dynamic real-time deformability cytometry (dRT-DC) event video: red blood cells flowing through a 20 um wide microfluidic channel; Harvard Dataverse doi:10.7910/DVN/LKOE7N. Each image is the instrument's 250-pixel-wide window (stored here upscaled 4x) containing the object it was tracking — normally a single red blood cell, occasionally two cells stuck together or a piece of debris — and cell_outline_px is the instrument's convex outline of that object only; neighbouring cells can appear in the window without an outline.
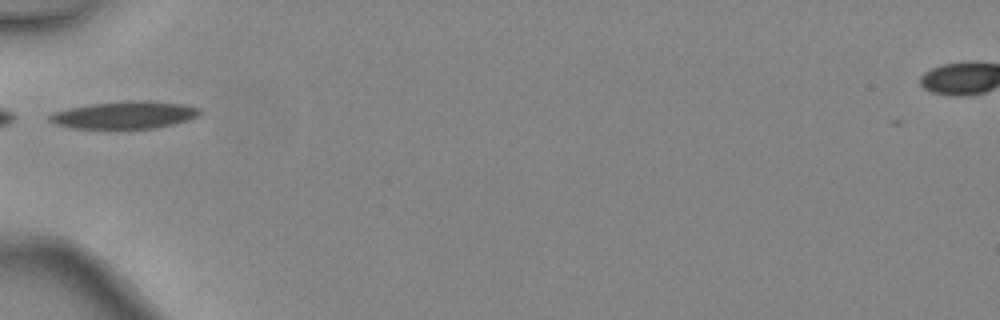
{"species": "common noctule bat (a hibernating species)", "species_latin": "Nyctalus noctula", "temperature_condition": "warm", "stored_images_in_passage": 4, "camera_frame_rate_fps": 3000, "um_per_image_px": 0.085, "animal": {"sex": "female", "body_mass_g": 24.6, "forearm_length_mm": 56.2}, "frame": {"image": 1, "passage_image": 3, "time_ms": 0.667, "image_size_px": [1000, 320], "cell_outline_px": [[204, 112], [188, 120], [156, 128], [72, 128], [56, 124], [48, 120], [48, 116], [52, 112], [68, 108], [88, 104], [128, 100], [144, 100], [180, 104], [200, 108]], "centroid_in_image_um": [10.57, 9.76], "position_along_channel_um": 74.4, "area_um2": 23.99}}
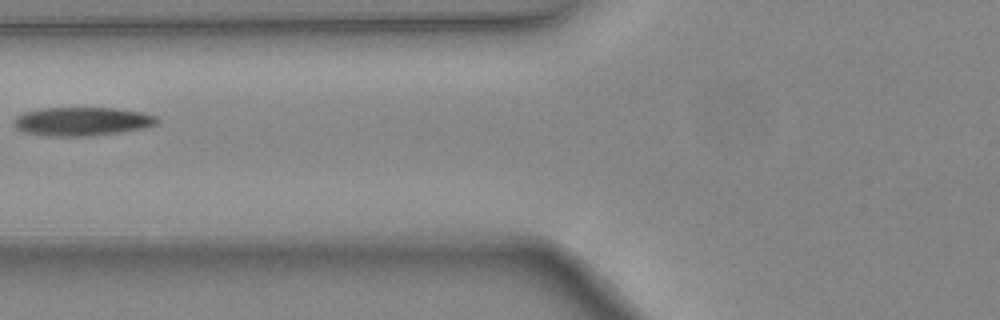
{"frame": {"image": 2, "passage_image": 4, "time_ms": 1.0, "image_size_px": [1000, 320], "cell_outline_px": [[160, 120], [156, 124], [144, 128], [120, 132], [92, 136], [48, 136], [24, 132], [16, 128], [12, 124], [12, 120], [16, 116], [24, 112], [40, 108], [116, 108], [140, 112], [156, 116]], "centroid_in_image_um": [6.94, 10.32], "position_along_channel_um": 118.9, "area_um2": 24.04}}